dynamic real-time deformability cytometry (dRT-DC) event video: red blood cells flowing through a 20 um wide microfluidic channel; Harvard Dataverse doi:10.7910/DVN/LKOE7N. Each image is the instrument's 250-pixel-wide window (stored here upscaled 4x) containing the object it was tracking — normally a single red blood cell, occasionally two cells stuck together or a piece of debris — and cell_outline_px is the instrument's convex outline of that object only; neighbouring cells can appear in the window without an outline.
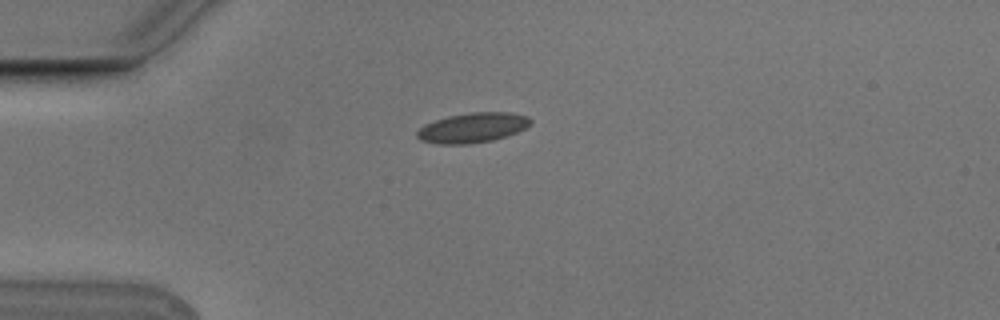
{"species": "Egyptian fruit bat (a non-hibernating species)", "species_latin": "Rousettus aegyptiacus", "temperature_condition": "cold", "stored_images_in_passage": 3, "camera_frame_rate_fps": 3000, "um_per_image_px": 0.085, "animal": {"sex": "male"}, "frame": {"image": 1, "passage_image": 1, "time_ms": 0.0, "image_size_px": [1000, 320], "cell_outline_px": [[532, 124], [516, 132], [492, 140], [468, 144], [436, 144], [420, 140], [416, 136], [416, 132], [424, 124], [448, 116], [472, 112], [508, 112], [528, 116], [532, 120]], "centroid_in_image_um": [40.15, 10.85], "position_along_channel_um": 44.8, "area_um2": 19.71}}